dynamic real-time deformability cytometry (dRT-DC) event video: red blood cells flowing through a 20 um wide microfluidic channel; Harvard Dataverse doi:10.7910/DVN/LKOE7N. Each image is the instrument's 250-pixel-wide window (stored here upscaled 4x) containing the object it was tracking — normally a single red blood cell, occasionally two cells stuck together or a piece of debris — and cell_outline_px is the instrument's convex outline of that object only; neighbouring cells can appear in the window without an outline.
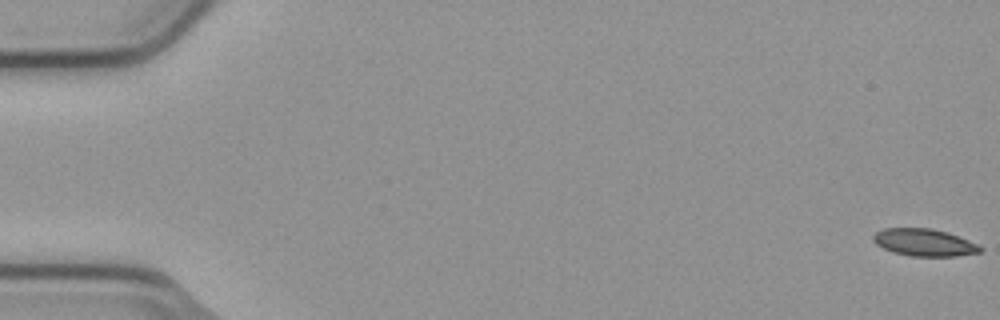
{"species": "common noctule bat (a hibernating species)", "species_latin": "Nyctalus noctula", "temperature_condition": "cold", "stored_images_in_passage": 6, "camera_frame_rate_fps": 3000, "um_per_image_px": 0.085, "animal": {"sex": "male", "body_mass_g": 23.1, "forearm_length_mm": 52.7}, "frame": {"image": 1, "passage_image": 1, "time_ms": 0.0, "image_size_px": [1000, 320], "cell_outline_px": [[984, 248], [980, 252], [956, 256], [912, 256], [892, 252], [876, 244], [872, 240], [872, 236], [876, 232], [884, 228], [932, 228], [948, 232], [968, 240]], "centroid_in_image_um": [78.54, 20.6], "position_along_channel_um": 6.5, "area_um2": 16.99}}
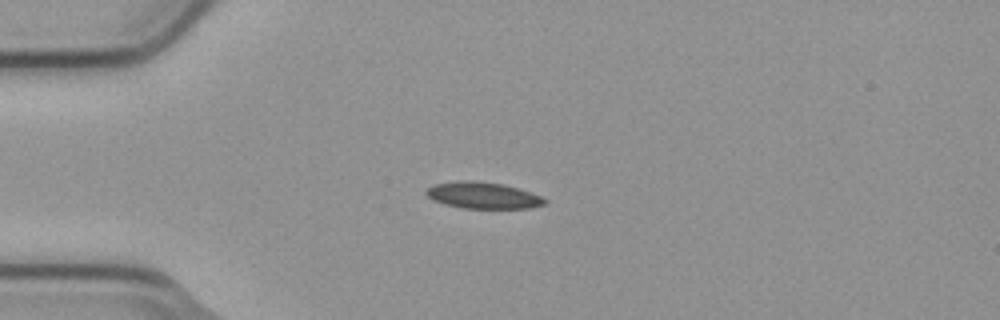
{"frame": {"image": 2, "passage_image": 5, "time_ms": 1.333, "image_size_px": [1000, 320], "cell_outline_px": [[548, 204], [532, 208], [464, 208], [444, 204], [432, 200], [424, 192], [432, 184], [456, 180], [468, 180], [504, 184], [532, 192], [548, 200]], "centroid_in_image_um": [41.06, 16.6], "position_along_channel_um": 43.9, "area_um2": 18.55}}